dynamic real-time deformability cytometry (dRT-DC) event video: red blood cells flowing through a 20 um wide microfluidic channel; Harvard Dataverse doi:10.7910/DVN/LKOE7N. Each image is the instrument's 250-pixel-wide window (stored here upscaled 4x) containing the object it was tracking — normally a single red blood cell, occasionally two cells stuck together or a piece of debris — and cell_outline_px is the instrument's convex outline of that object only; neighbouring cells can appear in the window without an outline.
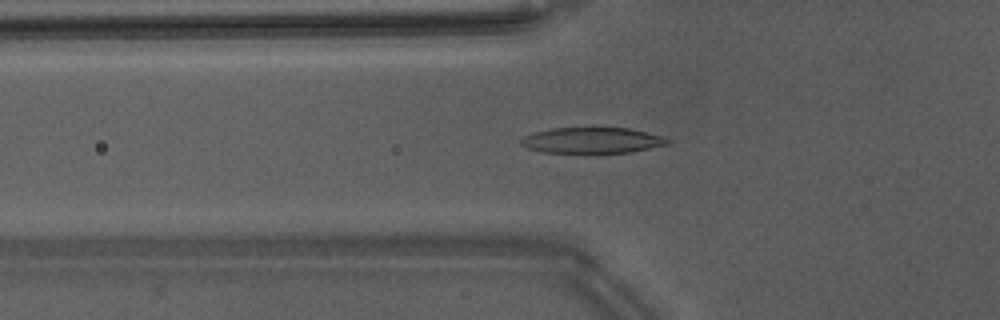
{"species": "Egyptian fruit bat (a non-hibernating species)", "species_latin": "Rousettus aegyptiacus", "temperature_condition": "warm", "stored_images_in_passage": 47, "camera_frame_rate_fps": 3000, "um_per_image_px": 0.085, "animal": {"sex": "male"}, "frame": {"image": 1, "passage_image": 16, "time_ms": 5.0, "image_size_px": [1000, 320], "cell_outline_px": [[672, 140], [668, 144], [628, 152], [544, 152], [528, 148], [520, 144], [520, 140], [524, 136], [536, 132], [552, 128], [628, 128], [660, 136]], "centroid_in_image_um": [50.3, 11.92], "position_along_channel_um": 75.5, "area_um2": 21.5}}
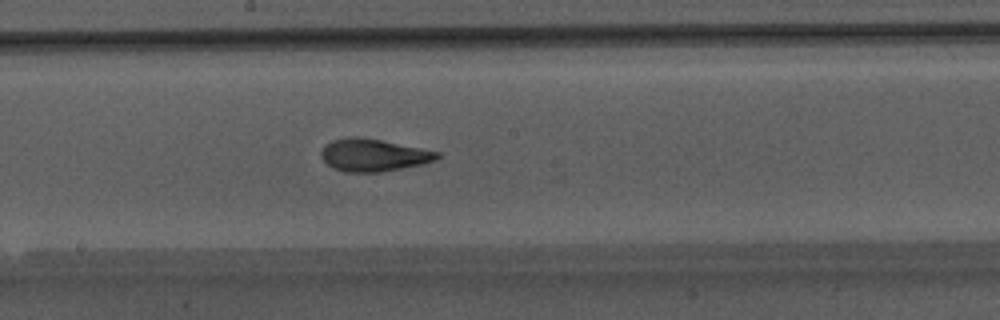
{"frame": {"image": 2, "passage_image": 26, "time_ms": 8.333, "image_size_px": [1000, 320], "cell_outline_px": [[440, 156], [424, 164], [380, 172], [344, 172], [332, 168], [320, 156], [320, 152], [332, 140], [348, 136], [356, 136], [380, 140], [440, 152]], "centroid_in_image_um": [31.71, 13.19], "position_along_channel_um": 216.5, "area_um2": 21.73}}
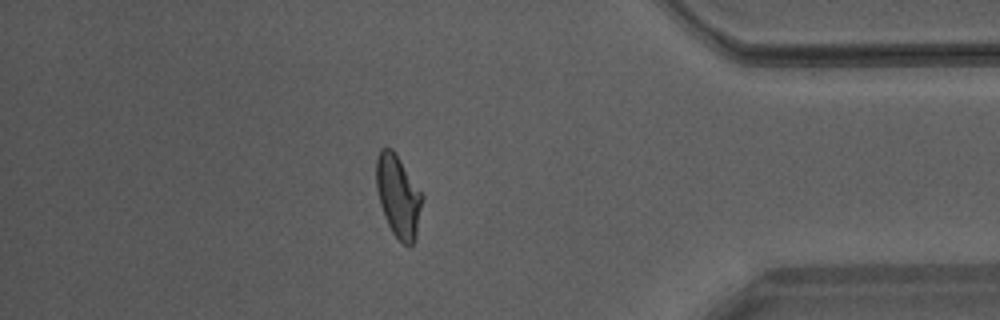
{"frame": {"image": 3, "passage_image": 41, "time_ms": 13.333, "image_size_px": [1000, 320], "cell_outline_px": [[424, 196], [416, 236], [412, 244], [408, 248], [392, 232], [384, 216], [380, 204], [376, 188], [376, 156], [380, 148], [392, 148]], "centroid_in_image_um": [33.84, 16.67], "position_along_channel_um": 401.4, "area_um2": 21.96}, "authors_computed_cell_mechanics": {"area_um2": 21.7328, "velocity_mm_per_s": 4.237, "shape_relaxation_time_tau1_ms": 5.0145, "shape_relaxation_time_tau2_ms": 1.2125, "deformation_change_tau1": 0.2048, "deformation_change_tau2": 0.077}}